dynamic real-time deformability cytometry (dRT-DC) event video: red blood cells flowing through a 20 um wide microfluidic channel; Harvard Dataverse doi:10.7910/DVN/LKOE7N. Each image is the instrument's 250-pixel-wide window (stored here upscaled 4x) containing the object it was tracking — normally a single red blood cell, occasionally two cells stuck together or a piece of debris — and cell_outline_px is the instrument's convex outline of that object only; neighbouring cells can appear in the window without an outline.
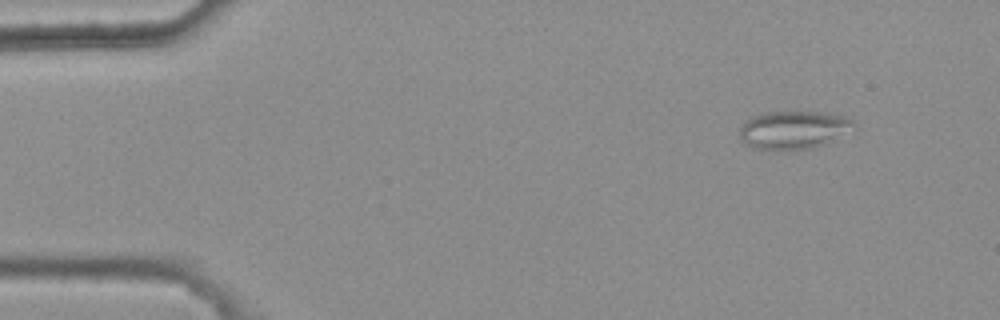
{"species": "common noctule bat (a hibernating species)", "species_latin": "Nyctalus noctula", "temperature_condition": "warm", "stored_images_in_passage": 4, "camera_frame_rate_fps": 3000, "um_per_image_px": 0.085, "animal": {"sex": "female", "body_mass_g": 25.1}, "frame": {"image": 1, "passage_image": 1, "time_ms": 0.0, "image_size_px": [1000, 320], "cell_outline_px": [[856, 128], [828, 144], [812, 148], [756, 148], [744, 144], [740, 140], [740, 128], [744, 120], [752, 116], [764, 112], [792, 108], [824, 112], [844, 116], [852, 120], [856, 124]], "centroid_in_image_um": [67.49, 10.96], "position_along_channel_um": 17.5, "area_um2": 26.24}}
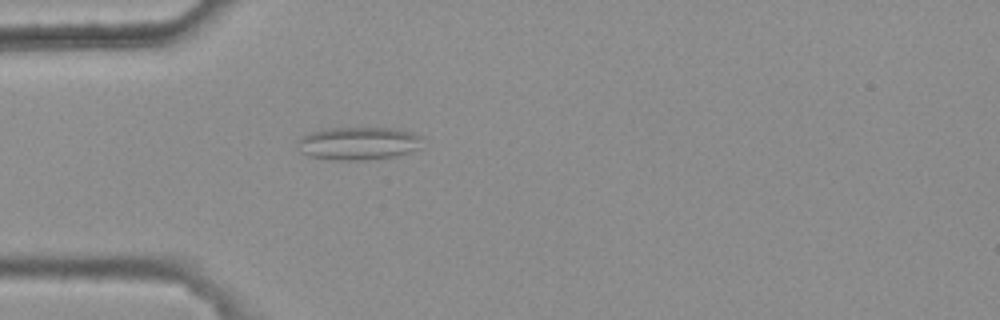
{"frame": {"image": 2, "passage_image": 4, "time_ms": 1.0, "image_size_px": [1000, 320], "cell_outline_px": [[420, 148], [396, 156], [360, 160], [336, 160], [312, 156], [300, 152], [296, 144], [296, 140], [300, 136], [320, 128], [396, 128], [412, 132], [420, 136]], "centroid_in_image_um": [30.4, 12.17], "position_along_channel_um": 54.6, "area_um2": 24.1}}